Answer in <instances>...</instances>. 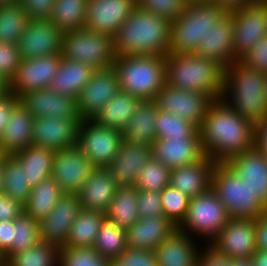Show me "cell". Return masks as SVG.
Here are the masks:
<instances>
[{"mask_svg": "<svg viewBox=\"0 0 267 266\" xmlns=\"http://www.w3.org/2000/svg\"><path fill=\"white\" fill-rule=\"evenodd\" d=\"M201 251L197 258V266H231V259L219 254L207 243L206 248H201Z\"/></svg>", "mask_w": 267, "mask_h": 266, "instance_id": "55", "label": "cell"}, {"mask_svg": "<svg viewBox=\"0 0 267 266\" xmlns=\"http://www.w3.org/2000/svg\"><path fill=\"white\" fill-rule=\"evenodd\" d=\"M176 228L164 215L139 218L126 230L127 248L155 250Z\"/></svg>", "mask_w": 267, "mask_h": 266, "instance_id": "29", "label": "cell"}, {"mask_svg": "<svg viewBox=\"0 0 267 266\" xmlns=\"http://www.w3.org/2000/svg\"><path fill=\"white\" fill-rule=\"evenodd\" d=\"M88 0H56L49 20L63 33L85 27Z\"/></svg>", "mask_w": 267, "mask_h": 266, "instance_id": "38", "label": "cell"}, {"mask_svg": "<svg viewBox=\"0 0 267 266\" xmlns=\"http://www.w3.org/2000/svg\"><path fill=\"white\" fill-rule=\"evenodd\" d=\"M93 248L108 260L115 261L127 248L126 230L105 219Z\"/></svg>", "mask_w": 267, "mask_h": 266, "instance_id": "41", "label": "cell"}, {"mask_svg": "<svg viewBox=\"0 0 267 266\" xmlns=\"http://www.w3.org/2000/svg\"><path fill=\"white\" fill-rule=\"evenodd\" d=\"M20 103L34 118L81 119L77 109V98L60 95L49 88L23 94L20 97Z\"/></svg>", "mask_w": 267, "mask_h": 266, "instance_id": "22", "label": "cell"}, {"mask_svg": "<svg viewBox=\"0 0 267 266\" xmlns=\"http://www.w3.org/2000/svg\"><path fill=\"white\" fill-rule=\"evenodd\" d=\"M253 266H267V251L256 249L250 256Z\"/></svg>", "mask_w": 267, "mask_h": 266, "instance_id": "61", "label": "cell"}, {"mask_svg": "<svg viewBox=\"0 0 267 266\" xmlns=\"http://www.w3.org/2000/svg\"><path fill=\"white\" fill-rule=\"evenodd\" d=\"M229 219L225 206L209 189L201 195L190 198L186 217L178 229L191 237L195 234L206 238L205 241L209 244Z\"/></svg>", "mask_w": 267, "mask_h": 266, "instance_id": "9", "label": "cell"}, {"mask_svg": "<svg viewBox=\"0 0 267 266\" xmlns=\"http://www.w3.org/2000/svg\"><path fill=\"white\" fill-rule=\"evenodd\" d=\"M211 190L219 197L231 219H256L267 212V207L246 182L225 163L214 166Z\"/></svg>", "mask_w": 267, "mask_h": 266, "instance_id": "6", "label": "cell"}, {"mask_svg": "<svg viewBox=\"0 0 267 266\" xmlns=\"http://www.w3.org/2000/svg\"><path fill=\"white\" fill-rule=\"evenodd\" d=\"M94 72L95 68L90 64L67 60L61 56L59 68L49 89L60 95L77 98Z\"/></svg>", "mask_w": 267, "mask_h": 266, "instance_id": "31", "label": "cell"}, {"mask_svg": "<svg viewBox=\"0 0 267 266\" xmlns=\"http://www.w3.org/2000/svg\"><path fill=\"white\" fill-rule=\"evenodd\" d=\"M231 266H253L250 257H241L231 259Z\"/></svg>", "mask_w": 267, "mask_h": 266, "instance_id": "62", "label": "cell"}, {"mask_svg": "<svg viewBox=\"0 0 267 266\" xmlns=\"http://www.w3.org/2000/svg\"><path fill=\"white\" fill-rule=\"evenodd\" d=\"M30 18L20 3L0 7V42L18 44Z\"/></svg>", "mask_w": 267, "mask_h": 266, "instance_id": "42", "label": "cell"}, {"mask_svg": "<svg viewBox=\"0 0 267 266\" xmlns=\"http://www.w3.org/2000/svg\"><path fill=\"white\" fill-rule=\"evenodd\" d=\"M163 215L177 228L186 217L190 197L171 185L160 191Z\"/></svg>", "mask_w": 267, "mask_h": 266, "instance_id": "46", "label": "cell"}, {"mask_svg": "<svg viewBox=\"0 0 267 266\" xmlns=\"http://www.w3.org/2000/svg\"><path fill=\"white\" fill-rule=\"evenodd\" d=\"M166 84L172 88L201 92L221 99L224 67L217 61L195 53L165 56Z\"/></svg>", "mask_w": 267, "mask_h": 266, "instance_id": "4", "label": "cell"}, {"mask_svg": "<svg viewBox=\"0 0 267 266\" xmlns=\"http://www.w3.org/2000/svg\"><path fill=\"white\" fill-rule=\"evenodd\" d=\"M230 13L233 23V62H235L267 35V3H250Z\"/></svg>", "mask_w": 267, "mask_h": 266, "instance_id": "11", "label": "cell"}, {"mask_svg": "<svg viewBox=\"0 0 267 266\" xmlns=\"http://www.w3.org/2000/svg\"><path fill=\"white\" fill-rule=\"evenodd\" d=\"M108 266H120L116 261H109Z\"/></svg>", "mask_w": 267, "mask_h": 266, "instance_id": "69", "label": "cell"}, {"mask_svg": "<svg viewBox=\"0 0 267 266\" xmlns=\"http://www.w3.org/2000/svg\"><path fill=\"white\" fill-rule=\"evenodd\" d=\"M225 12L215 3L188 4L171 23L169 53H194L208 30Z\"/></svg>", "mask_w": 267, "mask_h": 266, "instance_id": "7", "label": "cell"}, {"mask_svg": "<svg viewBox=\"0 0 267 266\" xmlns=\"http://www.w3.org/2000/svg\"><path fill=\"white\" fill-rule=\"evenodd\" d=\"M136 8V0H88L84 29L114 37Z\"/></svg>", "mask_w": 267, "mask_h": 266, "instance_id": "19", "label": "cell"}, {"mask_svg": "<svg viewBox=\"0 0 267 266\" xmlns=\"http://www.w3.org/2000/svg\"><path fill=\"white\" fill-rule=\"evenodd\" d=\"M152 156V146L122 142L106 169L118 188H133L140 170Z\"/></svg>", "mask_w": 267, "mask_h": 266, "instance_id": "21", "label": "cell"}, {"mask_svg": "<svg viewBox=\"0 0 267 266\" xmlns=\"http://www.w3.org/2000/svg\"><path fill=\"white\" fill-rule=\"evenodd\" d=\"M63 192L50 176L31 188V193L24 204V213L35 220H40L51 213Z\"/></svg>", "mask_w": 267, "mask_h": 266, "instance_id": "36", "label": "cell"}, {"mask_svg": "<svg viewBox=\"0 0 267 266\" xmlns=\"http://www.w3.org/2000/svg\"><path fill=\"white\" fill-rule=\"evenodd\" d=\"M20 63L18 44L0 42V76L10 83Z\"/></svg>", "mask_w": 267, "mask_h": 266, "instance_id": "49", "label": "cell"}, {"mask_svg": "<svg viewBox=\"0 0 267 266\" xmlns=\"http://www.w3.org/2000/svg\"><path fill=\"white\" fill-rule=\"evenodd\" d=\"M200 57L217 61L224 68L233 62V23L231 13H225L200 38V43L194 52Z\"/></svg>", "mask_w": 267, "mask_h": 266, "instance_id": "25", "label": "cell"}, {"mask_svg": "<svg viewBox=\"0 0 267 266\" xmlns=\"http://www.w3.org/2000/svg\"><path fill=\"white\" fill-rule=\"evenodd\" d=\"M55 151L43 146H30L12 154L26 172L28 184L36 186L40 181L51 176Z\"/></svg>", "mask_w": 267, "mask_h": 266, "instance_id": "33", "label": "cell"}, {"mask_svg": "<svg viewBox=\"0 0 267 266\" xmlns=\"http://www.w3.org/2000/svg\"><path fill=\"white\" fill-rule=\"evenodd\" d=\"M137 203L135 187L119 188L105 213L106 219L124 230L129 229L139 219Z\"/></svg>", "mask_w": 267, "mask_h": 266, "instance_id": "37", "label": "cell"}, {"mask_svg": "<svg viewBox=\"0 0 267 266\" xmlns=\"http://www.w3.org/2000/svg\"><path fill=\"white\" fill-rule=\"evenodd\" d=\"M63 34L49 19H30L18 42L21 59L61 54Z\"/></svg>", "mask_w": 267, "mask_h": 266, "instance_id": "16", "label": "cell"}, {"mask_svg": "<svg viewBox=\"0 0 267 266\" xmlns=\"http://www.w3.org/2000/svg\"><path fill=\"white\" fill-rule=\"evenodd\" d=\"M254 146L267 157V116L255 124Z\"/></svg>", "mask_w": 267, "mask_h": 266, "instance_id": "57", "label": "cell"}, {"mask_svg": "<svg viewBox=\"0 0 267 266\" xmlns=\"http://www.w3.org/2000/svg\"><path fill=\"white\" fill-rule=\"evenodd\" d=\"M121 91L143 100H155L166 84L165 56L130 55L116 57L113 64Z\"/></svg>", "mask_w": 267, "mask_h": 266, "instance_id": "5", "label": "cell"}, {"mask_svg": "<svg viewBox=\"0 0 267 266\" xmlns=\"http://www.w3.org/2000/svg\"><path fill=\"white\" fill-rule=\"evenodd\" d=\"M9 93V82L0 76V97H4Z\"/></svg>", "mask_w": 267, "mask_h": 266, "instance_id": "63", "label": "cell"}, {"mask_svg": "<svg viewBox=\"0 0 267 266\" xmlns=\"http://www.w3.org/2000/svg\"><path fill=\"white\" fill-rule=\"evenodd\" d=\"M118 189L106 168L95 167L77 194L82 209L106 213Z\"/></svg>", "mask_w": 267, "mask_h": 266, "instance_id": "26", "label": "cell"}, {"mask_svg": "<svg viewBox=\"0 0 267 266\" xmlns=\"http://www.w3.org/2000/svg\"><path fill=\"white\" fill-rule=\"evenodd\" d=\"M40 242L39 222L24 212L13 220V242L5 258L25 251Z\"/></svg>", "mask_w": 267, "mask_h": 266, "instance_id": "43", "label": "cell"}, {"mask_svg": "<svg viewBox=\"0 0 267 266\" xmlns=\"http://www.w3.org/2000/svg\"><path fill=\"white\" fill-rule=\"evenodd\" d=\"M13 220L0 222V251L5 255L12 247Z\"/></svg>", "mask_w": 267, "mask_h": 266, "instance_id": "59", "label": "cell"}, {"mask_svg": "<svg viewBox=\"0 0 267 266\" xmlns=\"http://www.w3.org/2000/svg\"><path fill=\"white\" fill-rule=\"evenodd\" d=\"M136 7L172 23L181 15L186 3L184 0H136Z\"/></svg>", "mask_w": 267, "mask_h": 266, "instance_id": "48", "label": "cell"}, {"mask_svg": "<svg viewBox=\"0 0 267 266\" xmlns=\"http://www.w3.org/2000/svg\"><path fill=\"white\" fill-rule=\"evenodd\" d=\"M171 22L136 7L113 37L116 57L169 54Z\"/></svg>", "mask_w": 267, "mask_h": 266, "instance_id": "2", "label": "cell"}, {"mask_svg": "<svg viewBox=\"0 0 267 266\" xmlns=\"http://www.w3.org/2000/svg\"><path fill=\"white\" fill-rule=\"evenodd\" d=\"M82 119L35 117L32 130V144L54 151L76 146L78 129Z\"/></svg>", "mask_w": 267, "mask_h": 266, "instance_id": "20", "label": "cell"}, {"mask_svg": "<svg viewBox=\"0 0 267 266\" xmlns=\"http://www.w3.org/2000/svg\"><path fill=\"white\" fill-rule=\"evenodd\" d=\"M60 246L39 242L6 258V266H59Z\"/></svg>", "mask_w": 267, "mask_h": 266, "instance_id": "40", "label": "cell"}, {"mask_svg": "<svg viewBox=\"0 0 267 266\" xmlns=\"http://www.w3.org/2000/svg\"><path fill=\"white\" fill-rule=\"evenodd\" d=\"M61 56L95 69L113 66L116 59L113 37L86 29L67 31L63 34Z\"/></svg>", "mask_w": 267, "mask_h": 266, "instance_id": "8", "label": "cell"}, {"mask_svg": "<svg viewBox=\"0 0 267 266\" xmlns=\"http://www.w3.org/2000/svg\"><path fill=\"white\" fill-rule=\"evenodd\" d=\"M20 104V98L13 93L0 97V137L11 118L12 112Z\"/></svg>", "mask_w": 267, "mask_h": 266, "instance_id": "56", "label": "cell"}, {"mask_svg": "<svg viewBox=\"0 0 267 266\" xmlns=\"http://www.w3.org/2000/svg\"><path fill=\"white\" fill-rule=\"evenodd\" d=\"M255 125L241 117L222 99L214 100L199 128L205 154L217 163L254 146Z\"/></svg>", "mask_w": 267, "mask_h": 266, "instance_id": "1", "label": "cell"}, {"mask_svg": "<svg viewBox=\"0 0 267 266\" xmlns=\"http://www.w3.org/2000/svg\"><path fill=\"white\" fill-rule=\"evenodd\" d=\"M95 166L77 147L55 151L51 177L63 193H78Z\"/></svg>", "mask_w": 267, "mask_h": 266, "instance_id": "13", "label": "cell"}, {"mask_svg": "<svg viewBox=\"0 0 267 266\" xmlns=\"http://www.w3.org/2000/svg\"><path fill=\"white\" fill-rule=\"evenodd\" d=\"M221 99L255 125L267 116V74L232 62L224 68Z\"/></svg>", "mask_w": 267, "mask_h": 266, "instance_id": "3", "label": "cell"}, {"mask_svg": "<svg viewBox=\"0 0 267 266\" xmlns=\"http://www.w3.org/2000/svg\"><path fill=\"white\" fill-rule=\"evenodd\" d=\"M115 261L120 266H158L154 250L126 248Z\"/></svg>", "mask_w": 267, "mask_h": 266, "instance_id": "51", "label": "cell"}, {"mask_svg": "<svg viewBox=\"0 0 267 266\" xmlns=\"http://www.w3.org/2000/svg\"><path fill=\"white\" fill-rule=\"evenodd\" d=\"M141 101L140 98L119 90L101 108L93 120L108 128L122 132Z\"/></svg>", "mask_w": 267, "mask_h": 266, "instance_id": "34", "label": "cell"}, {"mask_svg": "<svg viewBox=\"0 0 267 266\" xmlns=\"http://www.w3.org/2000/svg\"><path fill=\"white\" fill-rule=\"evenodd\" d=\"M6 155H7V154L3 151L2 146H1V144H0V165L2 164L3 159H4V157H5Z\"/></svg>", "mask_w": 267, "mask_h": 266, "instance_id": "68", "label": "cell"}, {"mask_svg": "<svg viewBox=\"0 0 267 266\" xmlns=\"http://www.w3.org/2000/svg\"><path fill=\"white\" fill-rule=\"evenodd\" d=\"M24 212V205L5 193L0 194V222L12 221Z\"/></svg>", "mask_w": 267, "mask_h": 266, "instance_id": "54", "label": "cell"}, {"mask_svg": "<svg viewBox=\"0 0 267 266\" xmlns=\"http://www.w3.org/2000/svg\"><path fill=\"white\" fill-rule=\"evenodd\" d=\"M152 147L153 156L170 169L191 165L206 156L200 137L157 138Z\"/></svg>", "mask_w": 267, "mask_h": 266, "instance_id": "24", "label": "cell"}, {"mask_svg": "<svg viewBox=\"0 0 267 266\" xmlns=\"http://www.w3.org/2000/svg\"><path fill=\"white\" fill-rule=\"evenodd\" d=\"M56 0H18L30 19H49Z\"/></svg>", "mask_w": 267, "mask_h": 266, "instance_id": "53", "label": "cell"}, {"mask_svg": "<svg viewBox=\"0 0 267 266\" xmlns=\"http://www.w3.org/2000/svg\"><path fill=\"white\" fill-rule=\"evenodd\" d=\"M159 108L154 100H143L122 131L123 142L152 146L157 139L155 121Z\"/></svg>", "mask_w": 267, "mask_h": 266, "instance_id": "30", "label": "cell"}, {"mask_svg": "<svg viewBox=\"0 0 267 266\" xmlns=\"http://www.w3.org/2000/svg\"><path fill=\"white\" fill-rule=\"evenodd\" d=\"M109 261L93 247L60 248L59 266H108Z\"/></svg>", "mask_w": 267, "mask_h": 266, "instance_id": "47", "label": "cell"}, {"mask_svg": "<svg viewBox=\"0 0 267 266\" xmlns=\"http://www.w3.org/2000/svg\"><path fill=\"white\" fill-rule=\"evenodd\" d=\"M34 117L20 103L12 112L9 122L0 137V144L7 155L22 150L32 144Z\"/></svg>", "mask_w": 267, "mask_h": 266, "instance_id": "32", "label": "cell"}, {"mask_svg": "<svg viewBox=\"0 0 267 266\" xmlns=\"http://www.w3.org/2000/svg\"><path fill=\"white\" fill-rule=\"evenodd\" d=\"M137 199L139 218L163 216L160 191L137 189Z\"/></svg>", "mask_w": 267, "mask_h": 266, "instance_id": "50", "label": "cell"}, {"mask_svg": "<svg viewBox=\"0 0 267 266\" xmlns=\"http://www.w3.org/2000/svg\"><path fill=\"white\" fill-rule=\"evenodd\" d=\"M197 242L186 232L176 230L154 250L158 266H197Z\"/></svg>", "mask_w": 267, "mask_h": 266, "instance_id": "28", "label": "cell"}, {"mask_svg": "<svg viewBox=\"0 0 267 266\" xmlns=\"http://www.w3.org/2000/svg\"><path fill=\"white\" fill-rule=\"evenodd\" d=\"M221 10L225 13H230L234 10L244 8L250 3H254L255 0H212Z\"/></svg>", "mask_w": 267, "mask_h": 266, "instance_id": "60", "label": "cell"}, {"mask_svg": "<svg viewBox=\"0 0 267 266\" xmlns=\"http://www.w3.org/2000/svg\"><path fill=\"white\" fill-rule=\"evenodd\" d=\"M123 142L122 132L108 128L93 119L82 120L76 146L95 167L106 168Z\"/></svg>", "mask_w": 267, "mask_h": 266, "instance_id": "10", "label": "cell"}, {"mask_svg": "<svg viewBox=\"0 0 267 266\" xmlns=\"http://www.w3.org/2000/svg\"><path fill=\"white\" fill-rule=\"evenodd\" d=\"M155 129L157 138L200 137L199 129L194 124L161 110L155 121Z\"/></svg>", "mask_w": 267, "mask_h": 266, "instance_id": "44", "label": "cell"}, {"mask_svg": "<svg viewBox=\"0 0 267 266\" xmlns=\"http://www.w3.org/2000/svg\"><path fill=\"white\" fill-rule=\"evenodd\" d=\"M120 90L114 66L95 69L91 79L77 97L82 120L94 119L101 108Z\"/></svg>", "mask_w": 267, "mask_h": 266, "instance_id": "15", "label": "cell"}, {"mask_svg": "<svg viewBox=\"0 0 267 266\" xmlns=\"http://www.w3.org/2000/svg\"><path fill=\"white\" fill-rule=\"evenodd\" d=\"M61 62V54L21 59L14 78L9 83V92L19 98L27 92L49 88Z\"/></svg>", "mask_w": 267, "mask_h": 266, "instance_id": "14", "label": "cell"}, {"mask_svg": "<svg viewBox=\"0 0 267 266\" xmlns=\"http://www.w3.org/2000/svg\"><path fill=\"white\" fill-rule=\"evenodd\" d=\"M81 209L77 193H63L51 213L38 221L40 242L63 246Z\"/></svg>", "mask_w": 267, "mask_h": 266, "instance_id": "18", "label": "cell"}, {"mask_svg": "<svg viewBox=\"0 0 267 266\" xmlns=\"http://www.w3.org/2000/svg\"><path fill=\"white\" fill-rule=\"evenodd\" d=\"M154 101L159 110L178 115L199 129L214 99L201 92L172 88L165 84Z\"/></svg>", "mask_w": 267, "mask_h": 266, "instance_id": "12", "label": "cell"}, {"mask_svg": "<svg viewBox=\"0 0 267 266\" xmlns=\"http://www.w3.org/2000/svg\"><path fill=\"white\" fill-rule=\"evenodd\" d=\"M255 2H265V3H267V0H255Z\"/></svg>", "mask_w": 267, "mask_h": 266, "instance_id": "70", "label": "cell"}, {"mask_svg": "<svg viewBox=\"0 0 267 266\" xmlns=\"http://www.w3.org/2000/svg\"><path fill=\"white\" fill-rule=\"evenodd\" d=\"M256 247L267 251V212L255 219Z\"/></svg>", "mask_w": 267, "mask_h": 266, "instance_id": "58", "label": "cell"}, {"mask_svg": "<svg viewBox=\"0 0 267 266\" xmlns=\"http://www.w3.org/2000/svg\"><path fill=\"white\" fill-rule=\"evenodd\" d=\"M171 169L152 156L142 167L136 180L138 190L161 191L170 184Z\"/></svg>", "mask_w": 267, "mask_h": 266, "instance_id": "45", "label": "cell"}, {"mask_svg": "<svg viewBox=\"0 0 267 266\" xmlns=\"http://www.w3.org/2000/svg\"><path fill=\"white\" fill-rule=\"evenodd\" d=\"M18 0H0V7H4L10 4L17 3Z\"/></svg>", "mask_w": 267, "mask_h": 266, "instance_id": "65", "label": "cell"}, {"mask_svg": "<svg viewBox=\"0 0 267 266\" xmlns=\"http://www.w3.org/2000/svg\"><path fill=\"white\" fill-rule=\"evenodd\" d=\"M229 259L250 257L257 249L255 219H229L208 244Z\"/></svg>", "mask_w": 267, "mask_h": 266, "instance_id": "17", "label": "cell"}, {"mask_svg": "<svg viewBox=\"0 0 267 266\" xmlns=\"http://www.w3.org/2000/svg\"><path fill=\"white\" fill-rule=\"evenodd\" d=\"M184 1H185L186 5L212 2V0H184Z\"/></svg>", "mask_w": 267, "mask_h": 266, "instance_id": "64", "label": "cell"}, {"mask_svg": "<svg viewBox=\"0 0 267 266\" xmlns=\"http://www.w3.org/2000/svg\"><path fill=\"white\" fill-rule=\"evenodd\" d=\"M239 61L250 69L267 74V35L261 38Z\"/></svg>", "mask_w": 267, "mask_h": 266, "instance_id": "52", "label": "cell"}, {"mask_svg": "<svg viewBox=\"0 0 267 266\" xmlns=\"http://www.w3.org/2000/svg\"><path fill=\"white\" fill-rule=\"evenodd\" d=\"M216 161L207 155L196 163L171 169L170 184L192 198L211 189V177Z\"/></svg>", "mask_w": 267, "mask_h": 266, "instance_id": "27", "label": "cell"}, {"mask_svg": "<svg viewBox=\"0 0 267 266\" xmlns=\"http://www.w3.org/2000/svg\"><path fill=\"white\" fill-rule=\"evenodd\" d=\"M0 266H6L5 255L0 251Z\"/></svg>", "mask_w": 267, "mask_h": 266, "instance_id": "67", "label": "cell"}, {"mask_svg": "<svg viewBox=\"0 0 267 266\" xmlns=\"http://www.w3.org/2000/svg\"><path fill=\"white\" fill-rule=\"evenodd\" d=\"M2 171L3 193L24 205L31 193V186L19 161L13 155H6L2 162Z\"/></svg>", "mask_w": 267, "mask_h": 266, "instance_id": "39", "label": "cell"}, {"mask_svg": "<svg viewBox=\"0 0 267 266\" xmlns=\"http://www.w3.org/2000/svg\"><path fill=\"white\" fill-rule=\"evenodd\" d=\"M105 219V213L81 209L71 225L66 243L63 246L72 248L93 247Z\"/></svg>", "mask_w": 267, "mask_h": 266, "instance_id": "35", "label": "cell"}, {"mask_svg": "<svg viewBox=\"0 0 267 266\" xmlns=\"http://www.w3.org/2000/svg\"><path fill=\"white\" fill-rule=\"evenodd\" d=\"M225 164L267 207V157L255 146L228 159Z\"/></svg>", "mask_w": 267, "mask_h": 266, "instance_id": "23", "label": "cell"}, {"mask_svg": "<svg viewBox=\"0 0 267 266\" xmlns=\"http://www.w3.org/2000/svg\"><path fill=\"white\" fill-rule=\"evenodd\" d=\"M3 193V171L2 164L0 165V194Z\"/></svg>", "mask_w": 267, "mask_h": 266, "instance_id": "66", "label": "cell"}]
</instances>
